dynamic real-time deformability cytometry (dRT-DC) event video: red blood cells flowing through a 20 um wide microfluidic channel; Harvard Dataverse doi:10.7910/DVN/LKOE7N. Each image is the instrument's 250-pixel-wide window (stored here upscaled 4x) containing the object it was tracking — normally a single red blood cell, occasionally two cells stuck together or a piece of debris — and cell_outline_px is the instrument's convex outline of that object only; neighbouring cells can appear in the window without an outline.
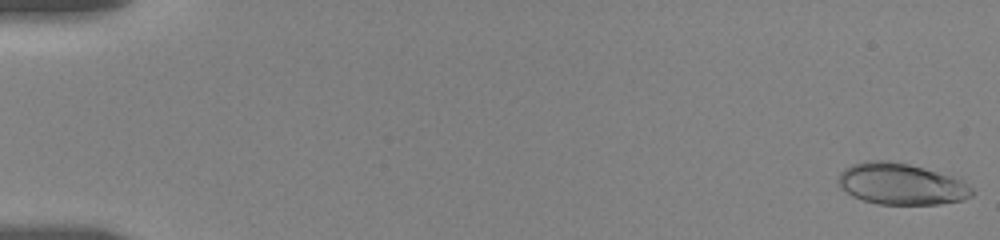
{"species": "human", "species_latin": "Homo sapiens", "temperature_condition": "room temperature", "stored_images_in_passage": 34, "camera_frame_rate_fps": 3000, "um_per_image_px": 0.085, "donor": {"sex": "female"}, "frame": {"image": 1, "passage_image": 1, "time_ms": 0.0, "image_size_px": [1000, 240], "cell_outline_px": [[972, 196], [964, 200], [940, 204], [876, 204], [852, 196], [840, 188], [836, 180], [840, 172], [844, 168], [852, 164], [864, 160], [888, 160], [908, 164], [924, 168], [960, 180], [968, 184], [972, 188]], "centroid_in_image_um": [76.53, 15.64], "position_along_channel_um": 8.5, "area_um2": 32.31}}
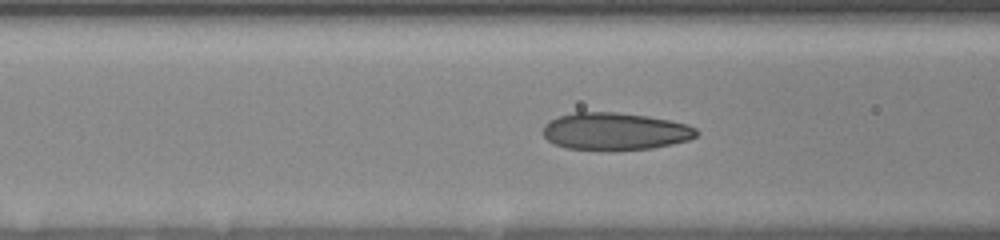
{"frame": {"image": 2, "passage_image": 22, "time_ms": 7.333, "image_size_px": [1000, 240], "cell_outline_px": [[700, 132], [696, 136], [688, 140], [672, 144], [652, 148], [608, 152], [568, 148], [552, 144], [544, 136], [544, 124], [548, 120], [560, 116], [576, 112], [616, 112], [648, 116], [688, 124], [696, 128]], "centroid_in_image_um": [52.28, 11.19], "position_along_channel_um": 114.3, "area_um2": 33.99}}
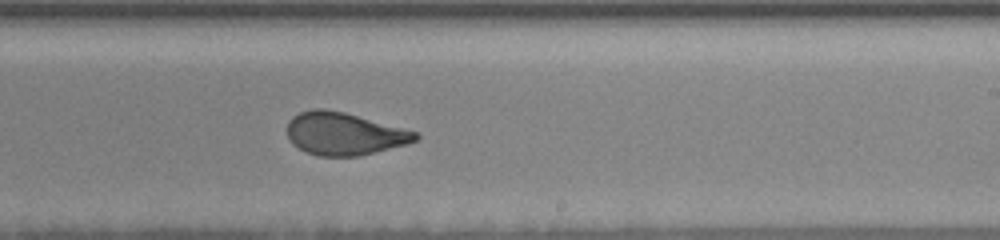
{"frame": {"image": 3, "passage_image": 34, "time_ms": 11.333, "image_size_px": [1000, 240], "cell_outline_px": [[420, 136], [416, 140], [404, 144], [356, 156], [320, 156], [308, 152], [292, 144], [288, 140], [288, 120], [292, 116], [300, 112], [312, 108], [324, 108], [344, 112], [416, 132]], "centroid_in_image_um": [29.18, 11.35], "position_along_channel_um": 259.8, "area_um2": 31.33}}